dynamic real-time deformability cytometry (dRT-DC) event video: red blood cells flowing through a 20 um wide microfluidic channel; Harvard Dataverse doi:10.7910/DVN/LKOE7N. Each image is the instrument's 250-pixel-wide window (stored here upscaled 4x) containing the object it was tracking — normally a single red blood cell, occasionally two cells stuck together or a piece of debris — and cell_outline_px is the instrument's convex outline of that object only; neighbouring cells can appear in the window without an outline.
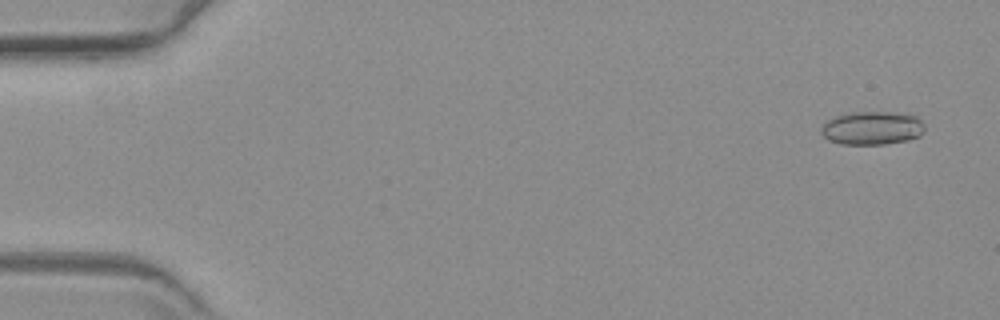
{"species": "common noctule bat (a hibernating species)", "species_latin": "Nyctalus noctula", "temperature_condition": "warm", "stored_images_in_passage": 59, "camera_frame_rate_fps": 3000, "um_per_image_px": 0.085, "animal": {"sex": "female", "body_mass_g": 19.3, "forearm_length_mm": 54.1}, "frame": {"image": 1, "passage_image": 3, "time_ms": 0.667, "image_size_px": [1000, 320], "cell_outline_px": [[924, 132], [920, 136], [908, 140], [884, 144], [840, 144], [828, 140], [820, 132], [820, 128], [832, 116], [848, 112], [892, 112], [916, 116], [924, 124]], "centroid_in_image_um": [74.11, 10.88], "position_along_channel_um": 10.9, "area_um2": 20.35}}
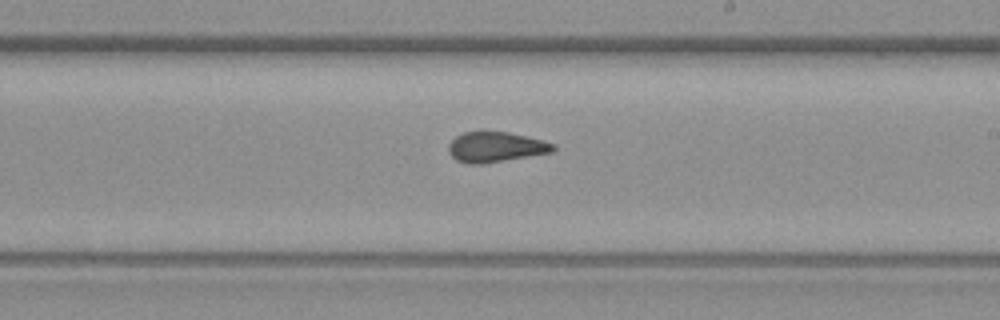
{"frame": {"image": 2, "passage_image": 35, "time_ms": 11.333, "image_size_px": [1000, 320], "cell_outline_px": [[556, 148], [552, 152], [484, 164], [468, 164], [456, 160], [448, 152], [448, 144], [456, 136], [464, 132], [484, 128], [508, 132], [544, 140], [556, 144]], "centroid_in_image_um": [42.11, 12.46], "position_along_channel_um": 246.9, "area_um2": 19.13}}
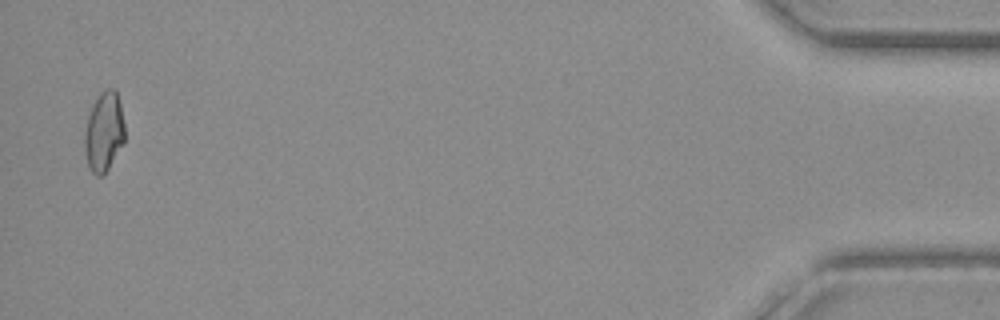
{"frame": {"image": 3, "passage_image": 58, "time_ms": 19.0, "image_size_px": [1000, 320], "cell_outline_px": [[124, 140], [108, 168], [100, 176], [96, 176], [88, 168], [84, 148], [84, 132], [88, 116], [100, 92], [104, 88], [112, 88], [116, 92], [120, 104], [124, 124]], "centroid_in_image_um": [8.81, 11.2], "position_along_channel_um": 426.4, "area_um2": 18.32}}